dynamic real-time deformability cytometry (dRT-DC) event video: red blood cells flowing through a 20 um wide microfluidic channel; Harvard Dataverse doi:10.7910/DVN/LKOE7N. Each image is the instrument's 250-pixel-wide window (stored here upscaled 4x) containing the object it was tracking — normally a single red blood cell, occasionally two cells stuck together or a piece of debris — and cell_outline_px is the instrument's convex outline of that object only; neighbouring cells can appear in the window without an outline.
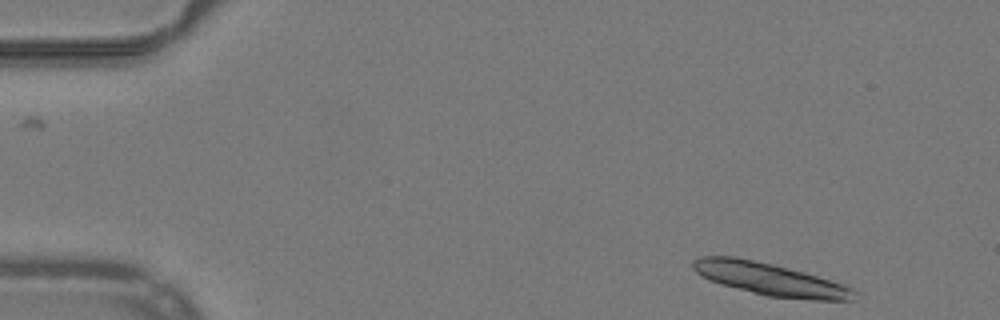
{"species": "common noctule bat (a hibernating species)", "species_latin": "Nyctalus noctula", "temperature_condition": "warm", "stored_images_in_passage": 48, "segment_of_instrument_passage": [1, 2], "camera_frame_rate_fps": 3000, "um_per_image_px": 0.085, "animal": {"sex": "male", "body_mass_g": 19.2, "forearm_length_mm": 51.8}, "frame": {"image": 1, "passage_image": 1, "time_ms": 0.0, "image_size_px": [1000, 320], "cell_outline_px": [[856, 292], [852, 300], [812, 300], [768, 296], [720, 284], [700, 276], [692, 268], [692, 260], [700, 256], [736, 256], [772, 264], [804, 272], [844, 284], [852, 288]], "centroid_in_image_um": [65.41, 23.72], "position_along_channel_um": 19.6, "area_um2": 30.4}}